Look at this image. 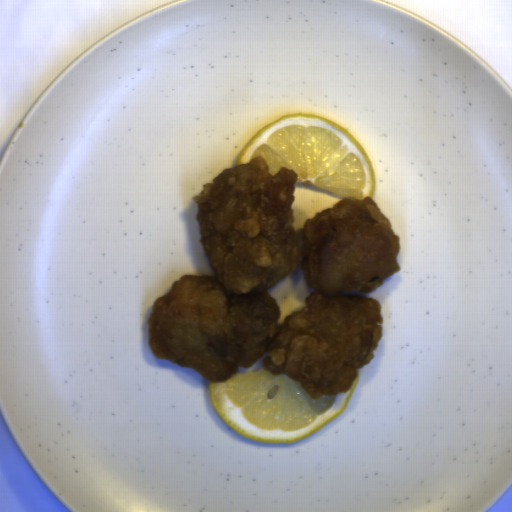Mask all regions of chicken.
Returning a JSON list of instances; mask_svg holds the SVG:
<instances>
[{
    "mask_svg": "<svg viewBox=\"0 0 512 512\" xmlns=\"http://www.w3.org/2000/svg\"><path fill=\"white\" fill-rule=\"evenodd\" d=\"M298 176L269 173L263 157L226 168L193 197L199 241L213 275L183 276L155 299L147 322L155 358L225 382L261 358L310 398L343 395L379 346L381 302L345 294L379 288L401 266L399 236L374 199L345 198L293 227ZM310 288L278 326L267 289L296 267Z\"/></svg>",
    "mask_w": 512,
    "mask_h": 512,
    "instance_id": "chicken-1",
    "label": "chicken"
}]
</instances>
